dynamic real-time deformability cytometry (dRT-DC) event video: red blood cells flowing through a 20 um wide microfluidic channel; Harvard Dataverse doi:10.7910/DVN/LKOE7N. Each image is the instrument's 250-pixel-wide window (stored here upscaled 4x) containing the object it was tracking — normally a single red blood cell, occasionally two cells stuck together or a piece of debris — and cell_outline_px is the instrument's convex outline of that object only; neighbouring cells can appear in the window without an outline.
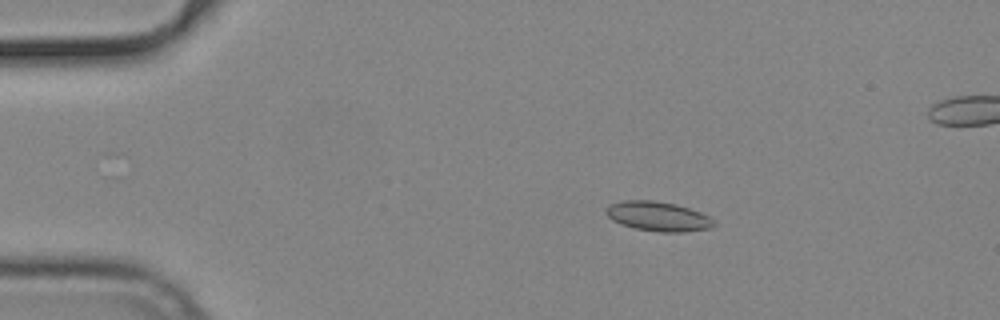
{"species": "common noctule bat (a hibernating species)", "species_latin": "Nyctalus noctula", "temperature_condition": "cold", "stored_images_in_passage": 56, "camera_frame_rate_fps": 3000, "um_per_image_px": 0.085, "animal": {"sex": "male", "body_mass_g": 19.2, "forearm_length_mm": 51.8}, "frame": {"image": 1, "passage_image": 10, "time_ms": 3.0, "image_size_px": [1000, 320], "cell_outline_px": [[716, 224], [712, 228], [684, 232], [660, 232], [636, 228], [612, 220], [604, 212], [604, 208], [608, 204], [624, 200], [652, 200], [676, 204], [700, 212], [716, 220]], "centroid_in_image_um": [55.94, 18.38], "position_along_channel_um": 29.1, "area_um2": 18.67}}
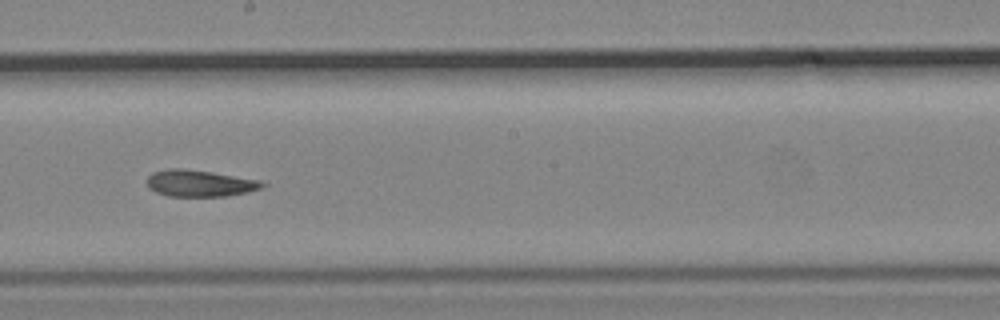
{"frame": {"image": 2, "passage_image": 31, "time_ms": 10.0, "image_size_px": [1000, 320], "cell_outline_px": [[268, 184], [264, 188], [248, 192], [224, 196], [168, 196], [156, 192], [148, 188], [148, 176], [152, 172], [168, 168], [180, 168], [212, 172], [260, 180]], "centroid_in_image_um": [17.0, 15.58], "position_along_channel_um": 231.2, "area_um2": 17.98}}
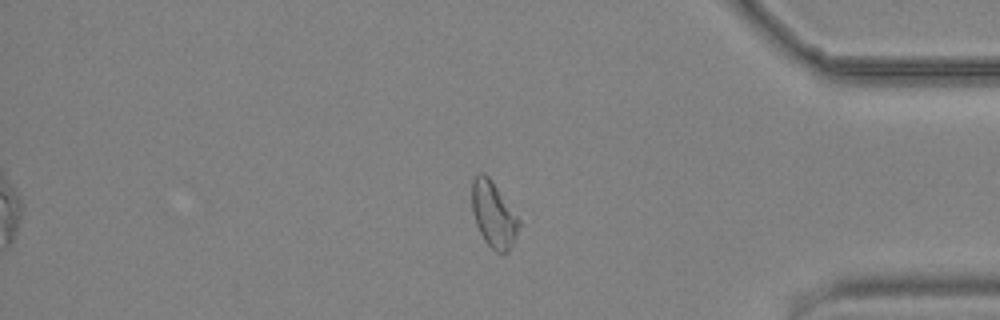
{"frame": {"image": 3, "passage_image": 46, "time_ms": 15.0, "image_size_px": [1000, 320], "cell_outline_px": [[520, 224], [516, 236], [508, 252], [496, 252], [484, 240], [476, 224], [472, 212], [472, 180], [480, 172], [484, 172], [488, 176], [520, 220]], "centroid_in_image_um": [41.93, 18.24], "position_along_channel_um": 393.3, "area_um2": 17.69}, "authors_computed_cell_mechanics": {"area_um2": 18.207, "velocity_mm_per_s": 3.7541, "shape_relaxation_time_tau1_ms": null, "shape_relaxation_time_tau2_ms": 8.1967, "deformation_change_tau1": null, "deformation_change_tau2": 0.1709}}